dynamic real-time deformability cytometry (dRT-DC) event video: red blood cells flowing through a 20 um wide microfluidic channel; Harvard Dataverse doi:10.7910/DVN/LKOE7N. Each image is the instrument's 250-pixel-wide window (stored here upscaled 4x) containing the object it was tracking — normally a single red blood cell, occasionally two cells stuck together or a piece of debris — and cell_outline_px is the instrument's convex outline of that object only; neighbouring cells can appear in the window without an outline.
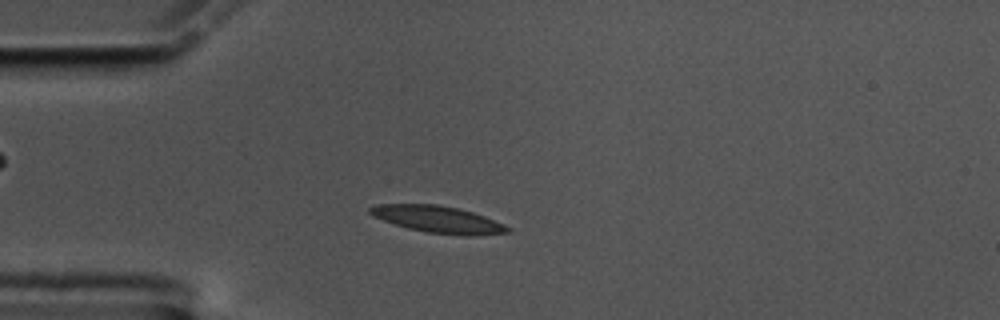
{"species": "common noctule bat (a hibernating species)", "species_latin": "Nyctalus noctula", "temperature_condition": "cold", "stored_images_in_passage": 53, "camera_frame_rate_fps": 3000, "um_per_image_px": 0.085, "animal": {"sex": "male", "body_mass_g": 17.5, "forearm_length_mm": 52.3}, "frame": {"image": 1, "passage_image": 11, "time_ms": 3.333, "image_size_px": [1000, 320], "cell_outline_px": [[512, 232], [472, 236], [464, 236], [428, 232], [408, 228], [372, 216], [368, 212], [368, 208], [380, 204], [436, 204], [460, 208], [484, 216], [504, 224], [512, 228]], "centroid_in_image_um": [37.28, 18.65], "position_along_channel_um": 47.7, "area_um2": 21.56}}
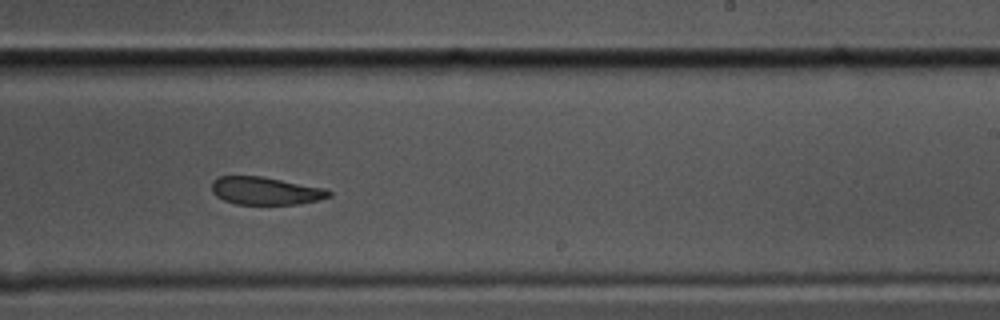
{"frame": {"image": 2, "passage_image": 31, "time_ms": 10.0, "image_size_px": [1000, 320], "cell_outline_px": [[332, 196], [320, 200], [300, 204], [236, 204], [224, 200], [216, 196], [212, 192], [212, 180], [220, 176], [264, 176], [324, 188], [332, 192]], "centroid_in_image_um": [22.59, 16.22], "position_along_channel_um": 266.4, "area_um2": 19.13}}
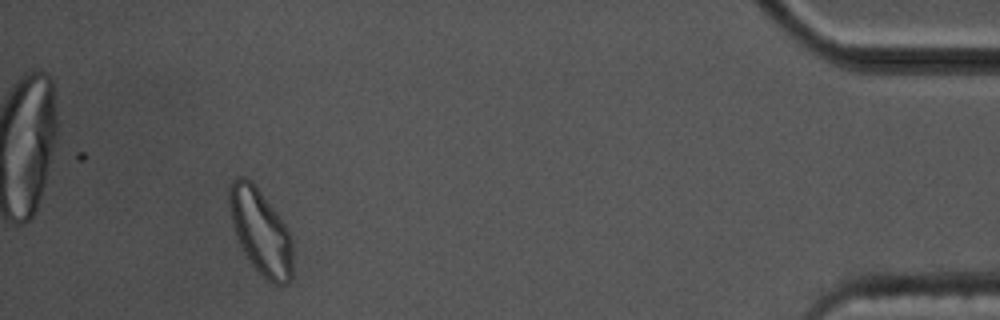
{"frame": {"image": 3, "passage_image": 49, "time_ms": 16.0, "image_size_px": [1000, 320], "cell_outline_px": [[292, 276], [284, 284], [276, 284], [268, 280], [252, 264], [244, 252], [236, 236], [232, 224], [228, 204], [228, 184], [236, 176], [244, 176], [252, 180], [256, 184], [288, 228], [292, 240]], "centroid_in_image_um": [22.13, 19.6], "position_along_channel_um": 413.1, "area_um2": 31.67}, "authors_computed_cell_mechanics": {"area_um2": 20.6346, "velocity_mm_per_s": 3.4995, "shape_relaxation_time_tau1_ms": 8.2917, "shape_relaxation_time_tau2_ms": 3.3011, "deformation_change_tau1": 0.1604, "deformation_change_tau2": 0.094}}